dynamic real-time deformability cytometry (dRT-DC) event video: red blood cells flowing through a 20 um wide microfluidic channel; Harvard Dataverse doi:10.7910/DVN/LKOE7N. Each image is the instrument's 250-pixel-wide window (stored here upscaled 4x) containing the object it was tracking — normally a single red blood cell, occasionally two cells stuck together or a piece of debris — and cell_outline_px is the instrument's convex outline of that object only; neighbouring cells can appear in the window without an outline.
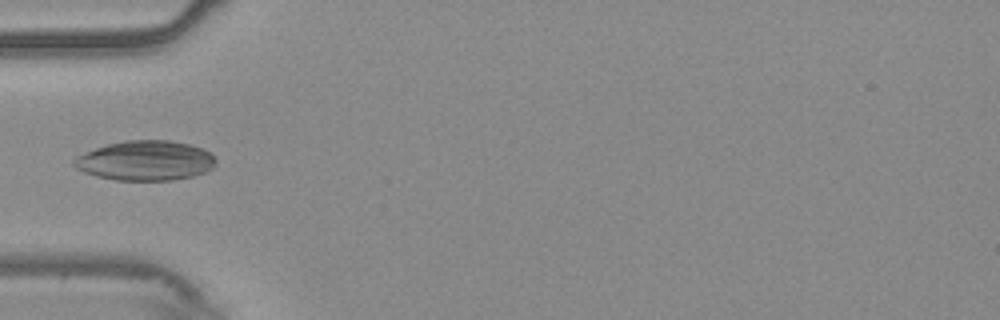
{"species": "common noctule bat (a hibernating species)", "species_latin": "Nyctalus noctula", "temperature_condition": "warm", "stored_images_in_passage": 23, "camera_frame_rate_fps": 3000, "um_per_image_px": 0.085, "animal": {"sex": "male", "body_mass_g": 20.4}, "frame": {"image": 1, "passage_image": 1, "time_ms": 0.0, "image_size_px": [1000, 320], "cell_outline_px": [[216, 164], [212, 168], [204, 172], [192, 176], [172, 180], [116, 180], [96, 176], [84, 172], [76, 168], [72, 164], [72, 160], [76, 156], [96, 148], [108, 144], [124, 140], [168, 140], [188, 144], [200, 148], [208, 152], [216, 160]], "centroid_in_image_um": [12.33, 13.65], "position_along_channel_um": 72.7, "area_um2": 32.71}}